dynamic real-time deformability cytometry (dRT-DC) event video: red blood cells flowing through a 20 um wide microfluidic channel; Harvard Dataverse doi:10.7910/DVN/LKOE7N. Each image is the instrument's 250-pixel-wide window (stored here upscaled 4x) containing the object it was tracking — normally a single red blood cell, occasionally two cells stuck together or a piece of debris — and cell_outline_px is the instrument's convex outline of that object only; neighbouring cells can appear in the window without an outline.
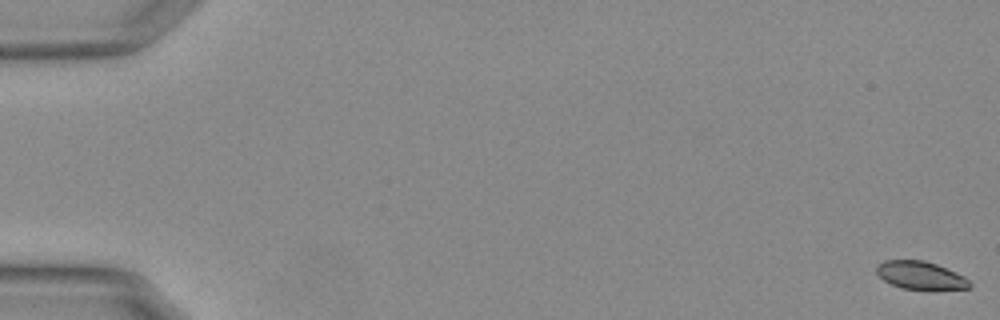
{"species": "Egyptian fruit bat (a non-hibernating species)", "species_latin": "Rousettus aegyptiacus", "temperature_condition": "warm", "stored_images_in_passage": 56, "camera_frame_rate_fps": 3000, "um_per_image_px": 0.085, "animal": {"sex": "female"}, "frame": {"image": 1, "passage_image": 1, "time_ms": 0.0, "image_size_px": [1000, 320], "cell_outline_px": [[972, 288], [932, 292], [928, 292], [900, 288], [884, 280], [876, 272], [876, 268], [884, 260], [924, 260], [936, 264], [956, 272], [964, 276], [972, 284]], "centroid_in_image_um": [78.32, 23.46], "position_along_channel_um": 6.7, "area_um2": 15.84}}
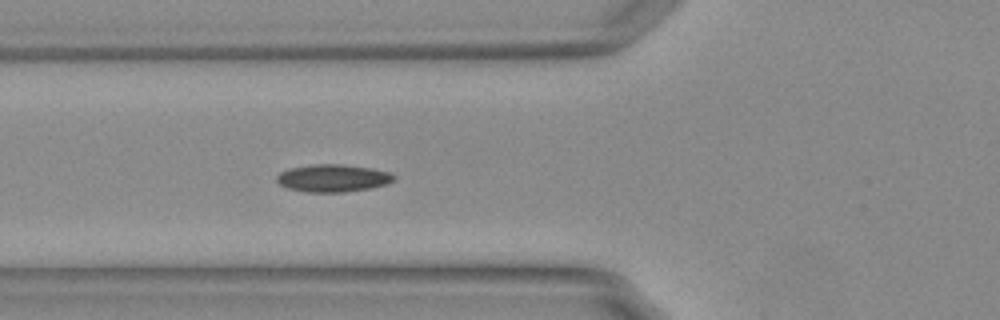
{"frame": {"image": 2, "passage_image": 22, "time_ms": 7.0, "image_size_px": [1000, 320], "cell_outline_px": [[396, 180], [372, 188], [344, 192], [308, 192], [288, 188], [280, 184], [276, 180], [276, 176], [280, 172], [288, 168], [312, 164], [340, 164], [372, 168], [392, 172], [396, 176]], "centroid_in_image_um": [28.32, 15.13], "position_along_channel_um": 97.5, "area_um2": 18.96}}
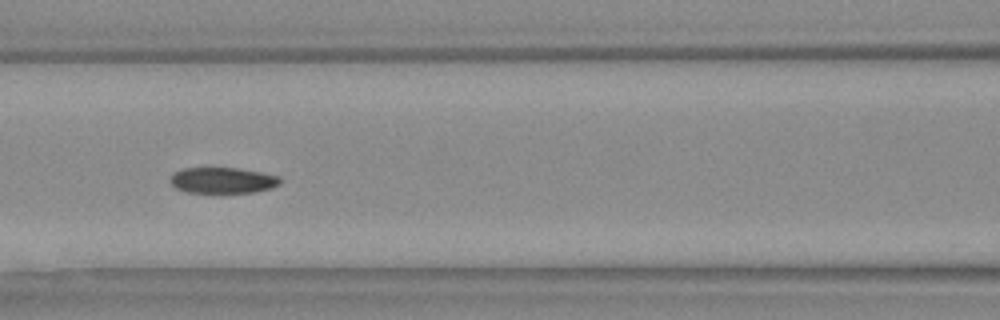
{"frame": {"image": 3, "passage_image": 26, "time_ms": 8.333, "image_size_px": [1000, 320], "cell_outline_px": [[280, 184], [272, 188], [252, 192], [224, 196], [184, 192], [176, 188], [168, 180], [172, 172], [180, 168], [236, 168], [260, 172], [280, 176]], "centroid_in_image_um": [18.86, 15.38], "position_along_channel_um": 147.7, "area_um2": 17.63}, "authors_computed_cell_mechanics": {"area_um2": 17.1666, "velocity_mm_per_s": 3.7411, "shape_relaxation_time_tau1_ms": null, "shape_relaxation_time_tau2_ms": 2.8808, "deformation_change_tau1": null, "deformation_change_tau2": 0.0544}}